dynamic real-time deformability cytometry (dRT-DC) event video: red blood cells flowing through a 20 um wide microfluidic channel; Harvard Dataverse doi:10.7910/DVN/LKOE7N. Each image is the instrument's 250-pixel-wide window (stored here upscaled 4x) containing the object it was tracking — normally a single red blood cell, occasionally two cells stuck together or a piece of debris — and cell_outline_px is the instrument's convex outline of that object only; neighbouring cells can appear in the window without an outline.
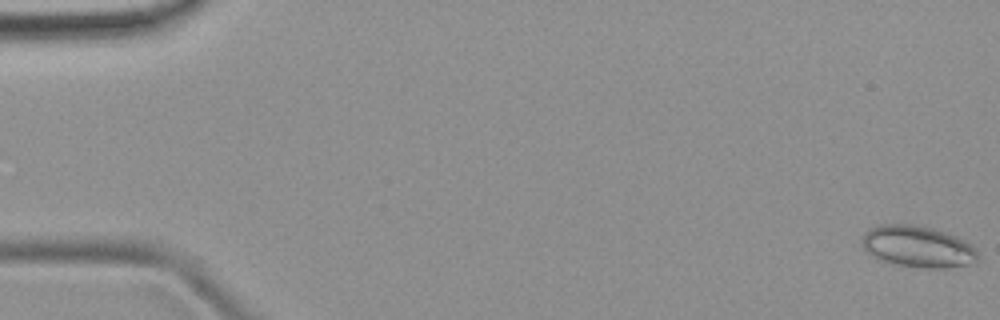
{"species": "common noctule bat (a hibernating species)", "species_latin": "Nyctalus noctula", "temperature_condition": "room temperature", "stored_images_in_passage": 51, "camera_frame_rate_fps": 3000, "um_per_image_px": 0.085, "animal": {"sex": "female", "body_mass_g": 19.9}, "frame": {"image": 1, "passage_image": 1, "time_ms": 0.0, "image_size_px": [1000, 320], "cell_outline_px": [[976, 260], [968, 264], [944, 268], [924, 268], [896, 264], [880, 260], [868, 252], [864, 248], [860, 240], [864, 232], [868, 228], [880, 224], [912, 224], [932, 228], [956, 236], [972, 244], [976, 248]], "centroid_in_image_um": [77.97, 20.94], "position_along_channel_um": 7.0, "area_um2": 27.98}}
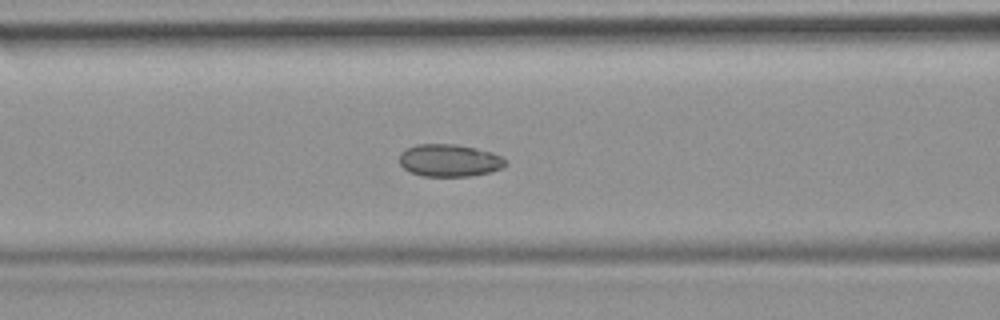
{"frame": {"image": 2, "passage_image": 21, "time_ms": 6.667, "image_size_px": [1000, 320], "cell_outline_px": [[508, 164], [504, 168], [488, 172], [468, 176], [424, 176], [412, 172], [404, 168], [400, 164], [400, 152], [416, 144], [456, 144], [476, 148], [492, 152], [508, 160]], "centroid_in_image_um": [38.24, 13.63], "position_along_channel_um": 128.4, "area_um2": 20.06}}
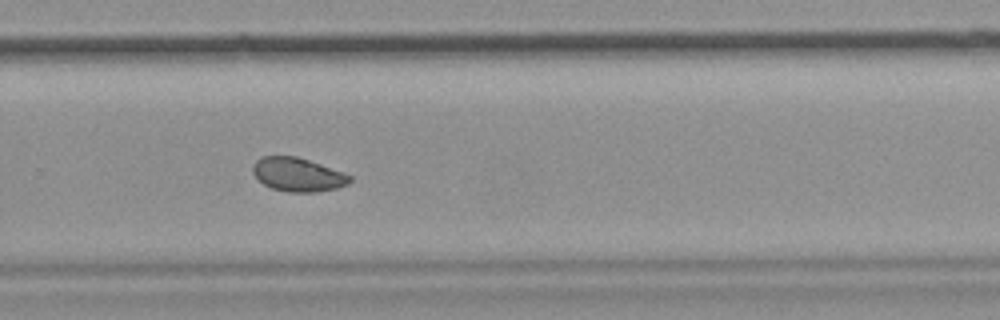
{"frame": {"image": 3, "passage_image": 34, "time_ms": 11.0, "image_size_px": [1000, 320], "cell_outline_px": [[352, 180], [348, 184], [336, 188], [316, 192], [288, 192], [272, 188], [256, 180], [252, 172], [252, 164], [260, 156], [296, 156], [344, 172], [352, 176]], "centroid_in_image_um": [25.28, 14.84], "position_along_channel_um": 304.5, "area_um2": 19.25}}